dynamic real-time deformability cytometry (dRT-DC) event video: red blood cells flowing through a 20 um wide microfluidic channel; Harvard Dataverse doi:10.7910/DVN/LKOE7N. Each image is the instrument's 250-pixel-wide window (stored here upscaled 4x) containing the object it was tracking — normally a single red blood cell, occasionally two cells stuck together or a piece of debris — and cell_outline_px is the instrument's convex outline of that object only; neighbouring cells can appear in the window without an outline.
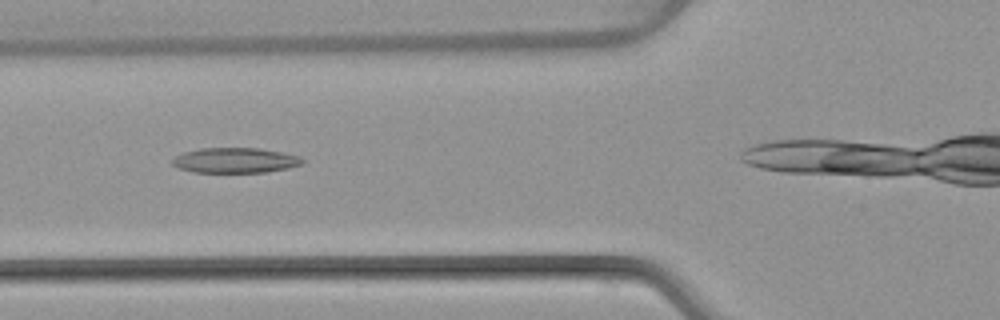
{"species": "common noctule bat (a hibernating species)", "species_latin": "Nyctalus noctula", "temperature_condition": "warm", "stored_images_in_passage": 28, "camera_frame_rate_fps": 3000, "um_per_image_px": 0.085, "animal": {"sex": "female", "body_mass_g": 22.7, "forearm_length_mm": 54.2}, "frame": {"image": 1, "passage_image": 7, "time_ms": 2.0, "image_size_px": [1000, 320], "cell_outline_px": [[304, 164], [288, 168], [268, 172], [192, 172], [176, 168], [172, 164], [172, 160], [176, 156], [184, 152], [200, 148], [260, 148], [280, 152], [296, 156], [304, 160]], "centroid_in_image_um": [19.96, 13.63], "position_along_channel_um": 105.8, "area_um2": 19.07}}
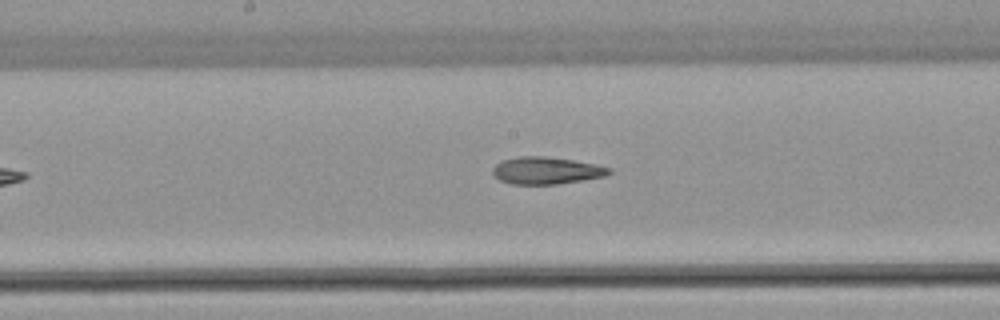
{"frame": {"image": 2, "passage_image": 14, "time_ms": 4.333, "image_size_px": [1000, 320], "cell_outline_px": [[612, 172], [604, 176], [584, 180], [556, 184], [512, 184], [500, 180], [492, 172], [492, 168], [500, 160], [520, 156], [544, 156], [572, 160], [596, 164], [612, 168]], "centroid_in_image_um": [46.44, 14.49], "position_along_channel_um": 201.8, "area_um2": 18.44}}
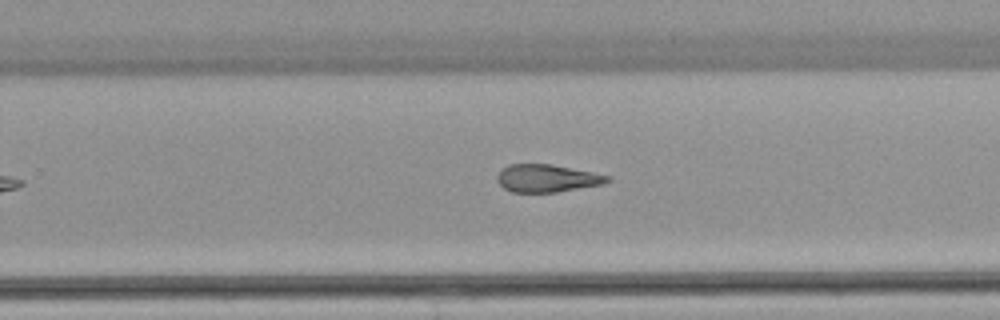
{"frame": {"image": 3, "passage_image": 20, "time_ms": 6.333, "image_size_px": [1000, 320], "cell_outline_px": [[612, 180], [604, 184], [556, 192], [512, 192], [504, 188], [496, 180], [496, 176], [508, 164], [552, 164], [592, 172], [608, 176]], "centroid_in_image_um": [46.49, 15.15], "position_along_channel_um": 283.3, "area_um2": 17.69}}